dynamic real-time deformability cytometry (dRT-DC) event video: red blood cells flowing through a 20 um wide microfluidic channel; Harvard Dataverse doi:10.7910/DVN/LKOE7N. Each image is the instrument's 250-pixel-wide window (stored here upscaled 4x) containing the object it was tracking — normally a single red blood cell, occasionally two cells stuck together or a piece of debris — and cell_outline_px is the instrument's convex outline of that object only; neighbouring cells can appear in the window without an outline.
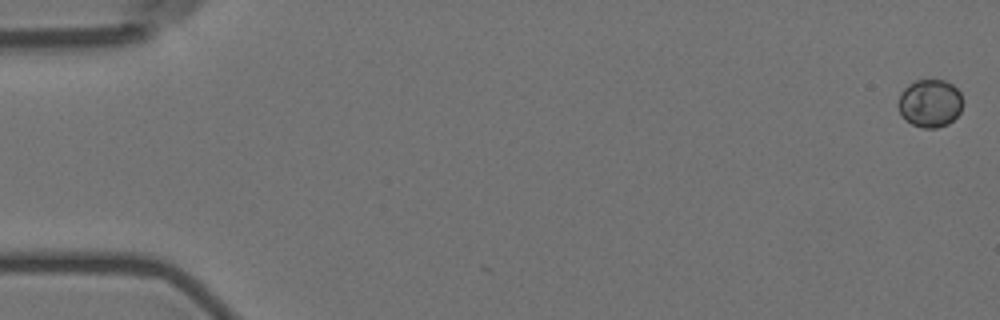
{"species": "Egyptian fruit bat (a non-hibernating species)", "species_latin": "Rousettus aegyptiacus", "temperature_condition": "room temperature", "stored_images_in_passage": 5, "segment_of_instrument_passage": [2, 2], "camera_frame_rate_fps": 3000, "um_per_image_px": 0.085, "animal": {"sex": "female"}, "frame": {"image": 1, "passage_image": 5, "time_ms": 5.333, "image_size_px": [1000, 320], "cell_outline_px": [[964, 104], [960, 112], [948, 124], [936, 128], [924, 128], [912, 124], [900, 112], [896, 104], [900, 92], [908, 84], [916, 80], [944, 80], [952, 84], [960, 92], [964, 100]], "centroid_in_image_um": [79.06, 8.76], "position_along_channel_um": 5.9, "area_um2": 18.21}}